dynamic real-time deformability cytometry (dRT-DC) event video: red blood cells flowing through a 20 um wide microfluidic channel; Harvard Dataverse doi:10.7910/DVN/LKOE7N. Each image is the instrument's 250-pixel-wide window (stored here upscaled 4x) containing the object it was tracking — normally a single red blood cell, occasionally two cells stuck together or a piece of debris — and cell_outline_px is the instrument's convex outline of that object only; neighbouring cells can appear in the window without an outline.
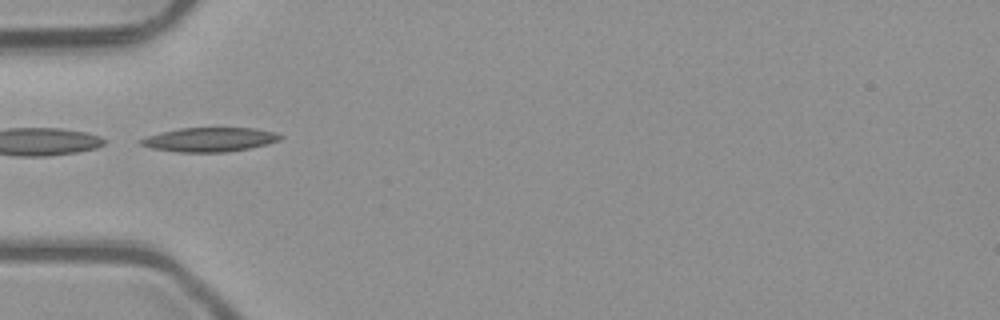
{"species": "common noctule bat (a hibernating species)", "species_latin": "Nyctalus noctula", "temperature_condition": "room temperature", "stored_images_in_passage": 2, "camera_frame_rate_fps": 3000, "um_per_image_px": 0.085, "animal": {"sex": "male", "body_mass_g": 23.1, "forearm_length_mm": 52.7}, "frame": {"image": 1, "passage_image": 1, "time_ms": 0.0, "image_size_px": [1000, 320], "cell_outline_px": [[284, 136], [280, 140], [268, 144], [228, 152], [180, 152], [152, 148], [140, 144], [140, 140], [148, 136], [180, 128], [256, 128], [276, 132]], "centroid_in_image_um": [17.9, 11.86], "position_along_channel_um": 67.1, "area_um2": 19.48}}
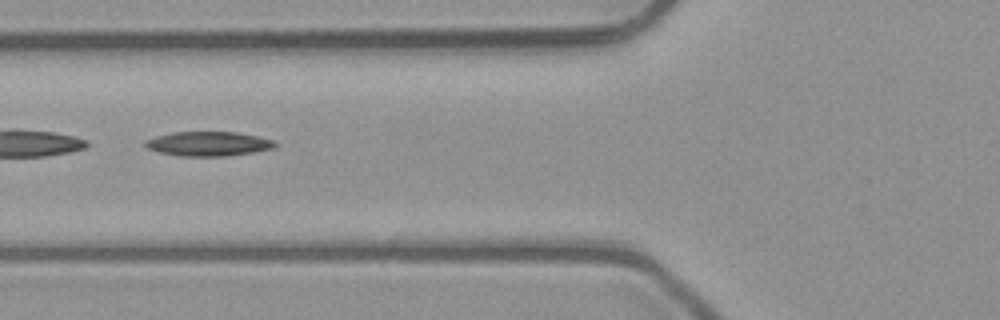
{"frame": {"image": 2, "passage_image": 2, "time_ms": 0.333, "image_size_px": [1000, 320], "cell_outline_px": [[276, 144], [272, 148], [256, 152], [228, 156], [180, 156], [160, 152], [148, 148], [144, 144], [148, 140], [156, 136], [172, 132], [236, 132], [256, 136], [272, 140]], "centroid_in_image_um": [17.72, 12.22], "position_along_channel_um": 108.1, "area_um2": 18.26}}